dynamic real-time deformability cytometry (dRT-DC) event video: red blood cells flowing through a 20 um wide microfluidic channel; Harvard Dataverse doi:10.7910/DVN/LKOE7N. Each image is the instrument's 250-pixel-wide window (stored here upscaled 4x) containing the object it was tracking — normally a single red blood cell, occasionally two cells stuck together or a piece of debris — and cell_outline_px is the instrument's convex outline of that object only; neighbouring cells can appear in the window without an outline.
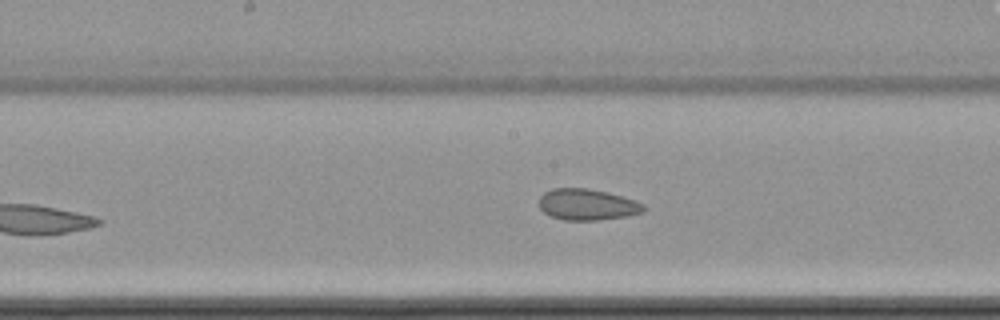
{"species": "common noctule bat (a hibernating species)", "species_latin": "Nyctalus noctula", "temperature_condition": "cold", "stored_images_in_passage": 9, "camera_frame_rate_fps": 3000, "um_per_image_px": 0.085, "animal": {"sex": "female", "body_mass_g": 22.7, "forearm_length_mm": 54.2}, "frame": {"image": 1, "passage_image": 9, "time_ms": 9.667, "image_size_px": [1000, 320], "cell_outline_px": [[644, 212], [628, 216], [596, 220], [564, 220], [552, 216], [544, 212], [540, 208], [540, 196], [544, 192], [552, 188], [588, 188], [608, 192], [636, 200], [644, 204]], "centroid_in_image_um": [49.93, 17.38], "position_along_channel_um": 198.3, "area_um2": 19.07}}